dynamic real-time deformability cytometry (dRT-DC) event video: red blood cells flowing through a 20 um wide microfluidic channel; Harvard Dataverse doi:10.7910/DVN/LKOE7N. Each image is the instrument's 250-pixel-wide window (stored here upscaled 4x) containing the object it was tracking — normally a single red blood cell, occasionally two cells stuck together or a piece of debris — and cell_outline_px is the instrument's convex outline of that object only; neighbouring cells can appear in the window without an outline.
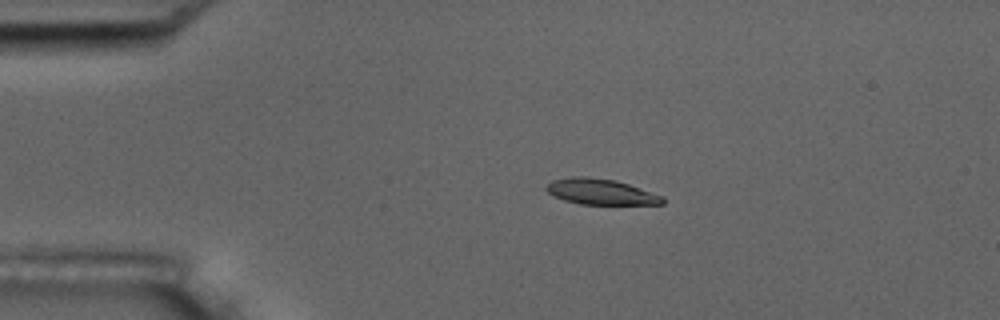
{"species": "common noctule bat (a hibernating species)", "species_latin": "Nyctalus noctula", "temperature_condition": "room temperature", "stored_images_in_passage": 5, "camera_frame_rate_fps": 3000, "um_per_image_px": 0.085, "animal": {"sex": "male", "body_mass_g": 17.5, "forearm_length_mm": 52.3}, "frame": {"image": 1, "passage_image": 3, "time_ms": 2.0, "image_size_px": [1000, 320], "cell_outline_px": [[664, 204], [580, 204], [564, 200], [552, 196], [544, 188], [552, 180], [572, 176], [588, 176], [616, 180], [664, 196]], "centroid_in_image_um": [51.04, 16.29], "position_along_channel_um": 34.0, "area_um2": 17.51}}
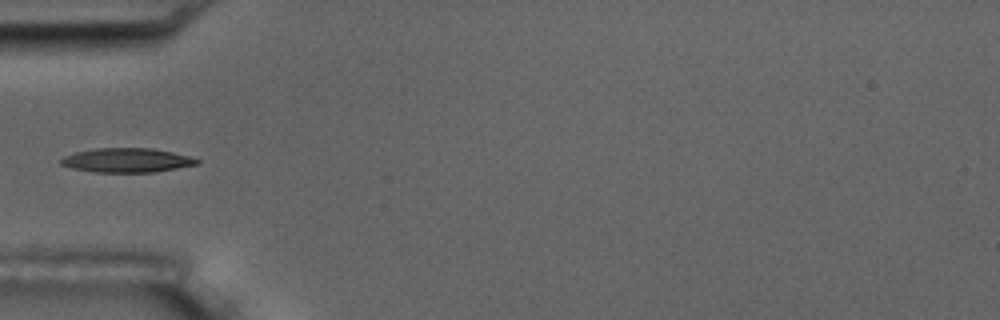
{"frame": {"image": 2, "passage_image": 5, "time_ms": 4.333, "image_size_px": [1000, 320], "cell_outline_px": [[200, 164], [156, 172], [96, 172], [72, 168], [60, 164], [60, 160], [64, 156], [76, 152], [96, 148], [152, 148], [172, 152], [188, 156], [200, 160]], "centroid_in_image_um": [10.8, 13.62], "position_along_channel_um": 74.2, "area_um2": 19.19}}